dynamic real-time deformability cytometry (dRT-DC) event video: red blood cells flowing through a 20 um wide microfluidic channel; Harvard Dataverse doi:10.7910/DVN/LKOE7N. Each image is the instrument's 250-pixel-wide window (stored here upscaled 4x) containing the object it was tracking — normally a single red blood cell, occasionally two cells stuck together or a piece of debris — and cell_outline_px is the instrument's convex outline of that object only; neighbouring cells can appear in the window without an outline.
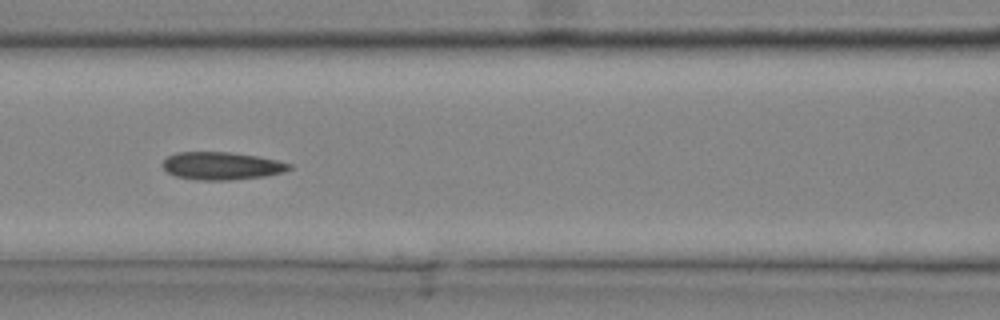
{"species": "common noctule bat (a hibernating species)", "species_latin": "Nyctalus noctula", "temperature_condition": "cold", "stored_images_in_passage": 30, "camera_frame_rate_fps": 3000, "um_per_image_px": 0.085, "animal": {"sex": "male", "body_mass_g": 20.4}, "frame": {"image": 1, "passage_image": 9, "time_ms": 2.667, "image_size_px": [1000, 320], "cell_outline_px": [[292, 168], [284, 172], [264, 176], [228, 180], [196, 180], [176, 176], [168, 172], [160, 164], [168, 156], [176, 152], [228, 152], [256, 156], [276, 160], [292, 164]], "centroid_in_image_um": [18.82, 14.1], "position_along_channel_um": 147.8, "area_um2": 20.4}}